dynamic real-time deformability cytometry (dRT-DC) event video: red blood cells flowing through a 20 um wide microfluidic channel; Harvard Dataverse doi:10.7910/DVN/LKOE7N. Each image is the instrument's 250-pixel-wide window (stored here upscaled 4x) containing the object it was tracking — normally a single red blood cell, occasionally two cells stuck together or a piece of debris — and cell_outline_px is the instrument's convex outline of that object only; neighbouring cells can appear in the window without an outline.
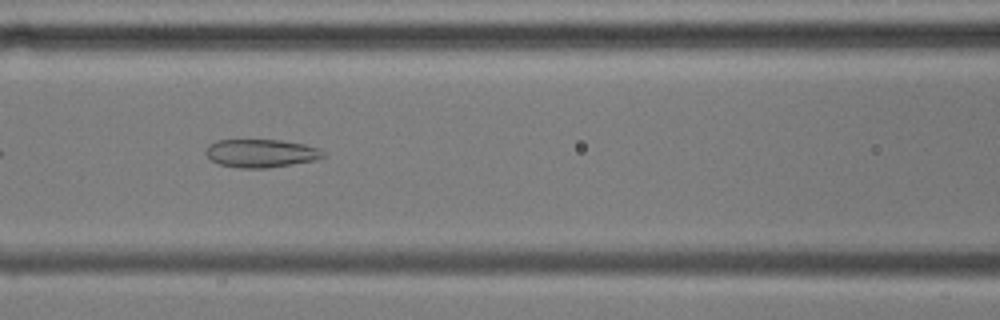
{"species": "common noctule bat (a hibernating species)", "species_latin": "Nyctalus noctula", "temperature_condition": "cold", "stored_images_in_passage": 42, "camera_frame_rate_fps": 3000, "um_per_image_px": 0.085, "animal": {"sex": "male", "body_mass_g": 17.9, "forearm_length_mm": 54.2}, "frame": {"image": 1, "passage_image": 10, "time_ms": 3.0, "image_size_px": [1000, 320], "cell_outline_px": [[324, 156], [316, 160], [268, 168], [240, 168], [220, 164], [212, 160], [204, 152], [208, 144], [216, 140], [280, 140], [304, 144], [320, 148], [324, 152]], "centroid_in_image_um": [22.19, 13.02], "position_along_channel_um": 144.4, "area_um2": 19.31}}
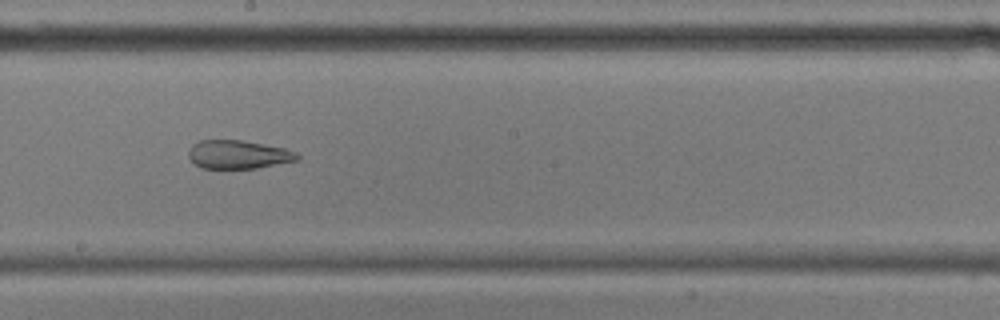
{"frame": {"image": 2, "passage_image": 17, "time_ms": 5.333, "image_size_px": [1000, 320], "cell_outline_px": [[300, 160], [256, 168], [200, 168], [188, 156], [188, 152], [192, 144], [200, 140], [240, 140], [284, 148], [296, 152], [300, 156]], "centroid_in_image_um": [20.26, 13.13], "position_along_channel_um": 227.9, "area_um2": 17.98}}
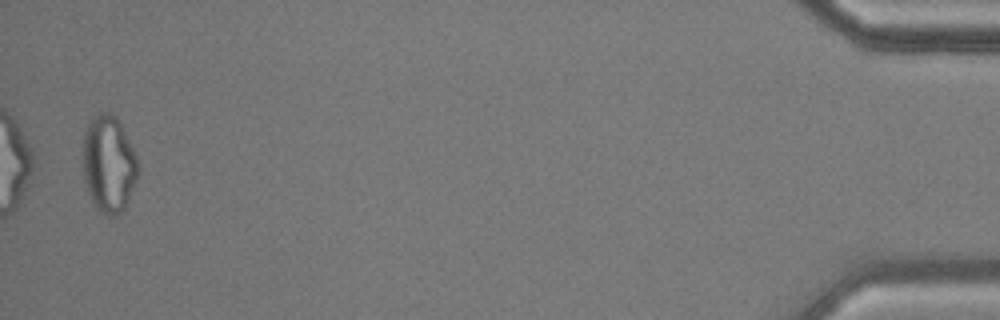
{"frame": {"image": 3, "passage_image": 41, "time_ms": 13.333, "image_size_px": [1000, 320], "cell_outline_px": [[140, 172], [124, 208], [116, 216], [108, 216], [100, 212], [96, 208], [88, 192], [84, 180], [84, 132], [88, 120], [92, 116], [100, 112], [108, 112], [116, 116], [136, 156], [140, 168]], "centroid_in_image_um": [9.24, 13.93], "position_along_channel_um": 426.0, "area_um2": 31.04}, "authors_computed_cell_mechanics": {"area_um2": 23.409, "velocity_mm_per_s": 3.5853, "shape_relaxation_time_tau1_ms": null, "shape_relaxation_time_tau2_ms": 2.3452, "deformation_change_tau1": null, "deformation_change_tau2": 0.0955}}